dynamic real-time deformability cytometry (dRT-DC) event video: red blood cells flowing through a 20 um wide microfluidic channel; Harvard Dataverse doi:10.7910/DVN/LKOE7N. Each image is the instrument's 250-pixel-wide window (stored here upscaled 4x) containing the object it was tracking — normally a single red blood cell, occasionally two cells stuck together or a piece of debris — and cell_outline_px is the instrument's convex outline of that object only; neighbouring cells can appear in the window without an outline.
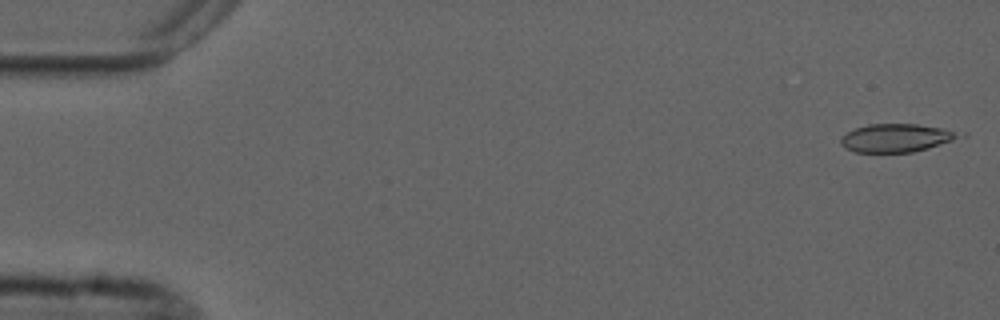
{"species": "common noctule bat (a hibernating species)", "species_latin": "Nyctalus noctula", "temperature_condition": "cold", "stored_images_in_passage": 5, "camera_frame_rate_fps": 3000, "um_per_image_px": 0.085, "animal": {"sex": "male", "forearm_length_mm": 52.5}, "frame": {"image": 1, "passage_image": 1, "time_ms": 0.0, "image_size_px": [1000, 320], "cell_outline_px": [[968, 136], [928, 148], [912, 152], [856, 152], [844, 148], [840, 144], [840, 136], [856, 128], [868, 124], [916, 124], [968, 132]], "centroid_in_image_um": [76.27, 11.72], "position_along_channel_um": 8.7, "area_um2": 19.83}}
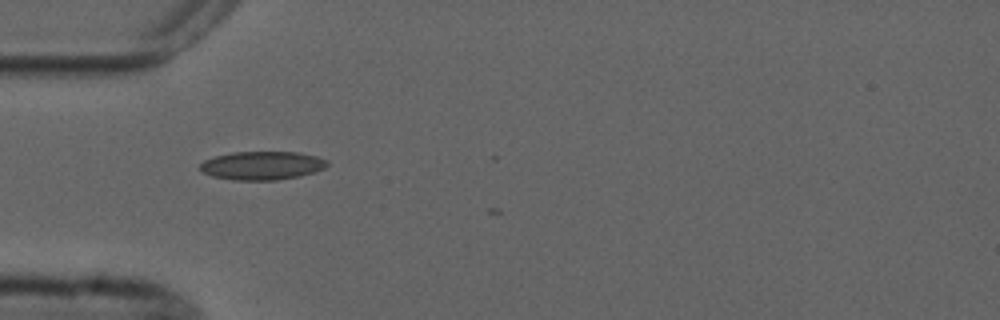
{"frame": {"image": 2, "passage_image": 4, "time_ms": 5.0, "image_size_px": [1000, 320], "cell_outline_px": [[328, 164], [324, 168], [300, 176], [276, 180], [232, 180], [212, 176], [204, 172], [200, 168], [200, 164], [204, 160], [216, 156], [232, 152], [300, 152], [316, 156], [328, 160]], "centroid_in_image_um": [22.28, 14.07], "position_along_channel_um": 62.7, "area_um2": 21.04}}
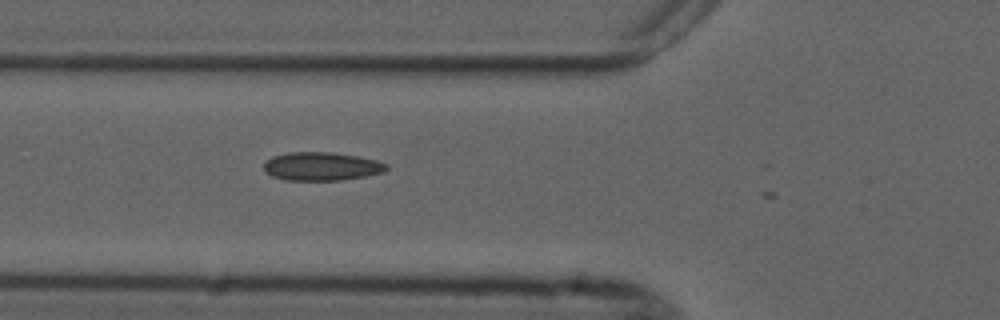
{"frame": {"image": 3, "passage_image": 5, "time_ms": 6.0, "image_size_px": [1000, 320], "cell_outline_px": [[388, 168], [384, 172], [364, 176], [340, 180], [284, 180], [272, 176], [264, 172], [264, 164], [272, 156], [288, 152], [332, 152], [356, 156], [376, 160], [388, 164]], "centroid_in_image_um": [27.31, 14.14], "position_along_channel_um": 98.5, "area_um2": 20.29}}